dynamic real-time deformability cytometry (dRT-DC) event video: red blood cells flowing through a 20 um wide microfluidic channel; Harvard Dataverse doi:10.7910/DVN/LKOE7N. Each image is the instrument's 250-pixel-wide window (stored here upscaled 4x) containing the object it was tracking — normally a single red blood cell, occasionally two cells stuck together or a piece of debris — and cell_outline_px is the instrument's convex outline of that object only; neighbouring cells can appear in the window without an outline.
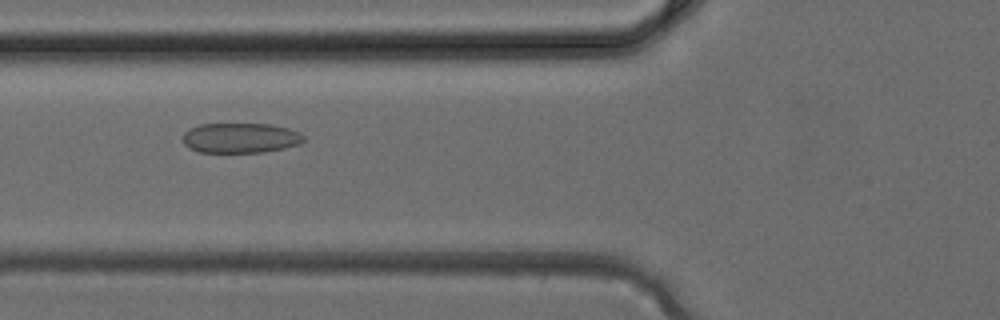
{"species": "common noctule bat (a hibernating species)", "species_latin": "Nyctalus noctula", "temperature_condition": "cold", "stored_images_in_passage": 30, "camera_frame_rate_fps": 3000, "um_per_image_px": 0.085, "animal": {"sex": "female", "body_mass_g": 24.6, "forearm_length_mm": 56.2}, "frame": {"image": 1, "passage_image": 7, "time_ms": 2.0, "image_size_px": [1000, 320], "cell_outline_px": [[304, 140], [300, 144], [284, 148], [264, 152], [200, 152], [188, 148], [184, 144], [184, 132], [188, 128], [200, 124], [268, 124], [288, 128], [300, 132], [304, 136]], "centroid_in_image_um": [20.44, 11.72], "position_along_channel_um": 105.4, "area_um2": 21.21}}
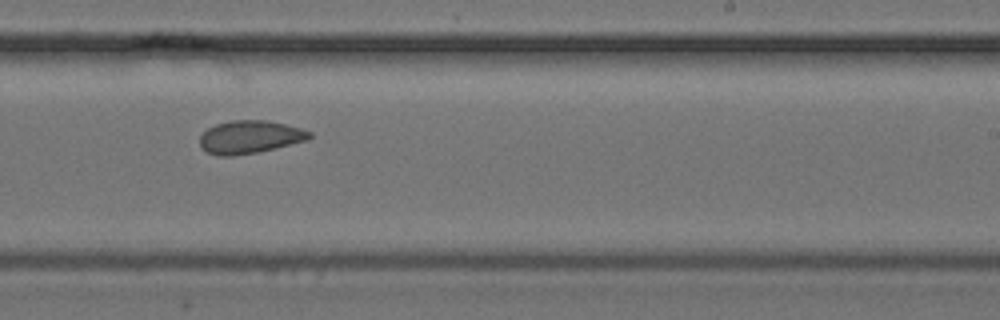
{"frame": {"image": 2, "passage_image": 16, "time_ms": 5.0, "image_size_px": [1000, 320], "cell_outline_px": [[312, 136], [308, 140], [256, 152], [232, 156], [216, 156], [200, 148], [200, 136], [208, 128], [216, 124], [232, 120], [268, 120], [300, 128], [312, 132]], "centroid_in_image_um": [21.22, 11.64], "position_along_channel_um": 267.8, "area_um2": 20.98}}
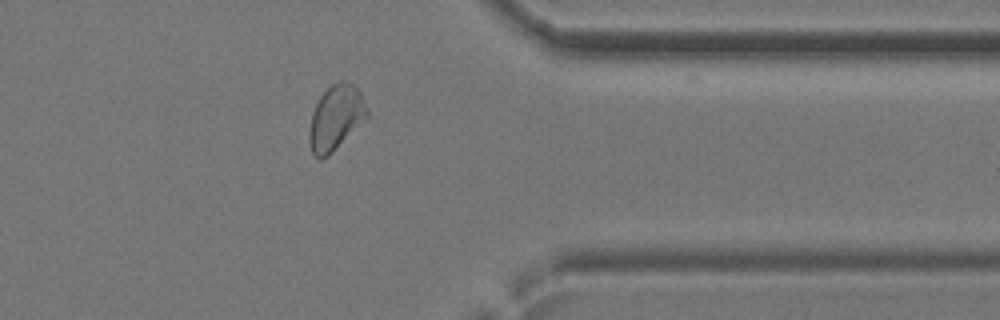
{"frame": {"image": 3, "passage_image": 23, "time_ms": 7.333, "image_size_px": [1000, 320], "cell_outline_px": [[368, 116], [328, 156], [320, 160], [312, 156], [308, 140], [308, 136], [312, 112], [320, 96], [332, 84], [340, 80], [344, 80], [352, 84], [360, 92], [368, 112]], "centroid_in_image_um": [28.5, 10.03], "position_along_channel_um": 382.9, "area_um2": 21.68}}